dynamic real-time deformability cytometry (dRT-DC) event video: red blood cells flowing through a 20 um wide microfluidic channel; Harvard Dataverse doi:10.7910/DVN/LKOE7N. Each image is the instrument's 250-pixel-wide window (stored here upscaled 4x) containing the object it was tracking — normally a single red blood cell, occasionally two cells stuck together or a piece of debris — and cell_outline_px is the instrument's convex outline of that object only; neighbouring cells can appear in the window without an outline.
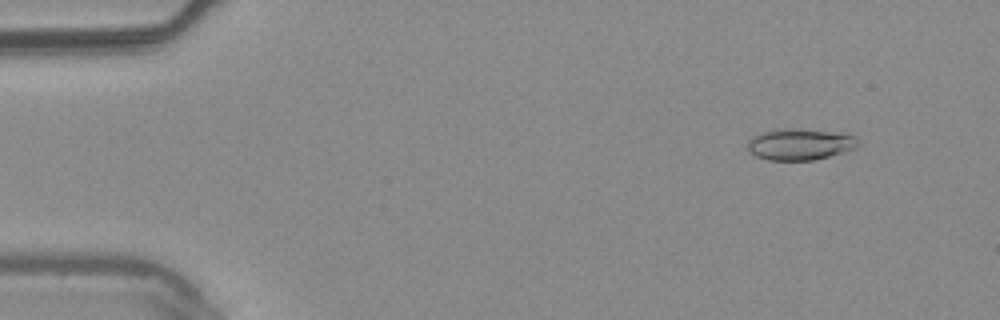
{"species": "common noctule bat (a hibernating species)", "species_latin": "Nyctalus noctula", "temperature_condition": "warm", "stored_images_in_passage": 4, "camera_frame_rate_fps": 3000, "um_per_image_px": 0.085, "animal": {"sex": "male", "body_mass_g": 20.4}, "frame": {"image": 1, "passage_image": 1, "time_ms": 0.0, "image_size_px": [1000, 320], "cell_outline_px": [[860, 144], [856, 148], [828, 156], [812, 160], [768, 160], [756, 156], [748, 148], [748, 140], [752, 136], [764, 132], [784, 128], [792, 128], [848, 132]], "centroid_in_image_um": [68.03, 12.24], "position_along_channel_um": 17.0, "area_um2": 20.23}}
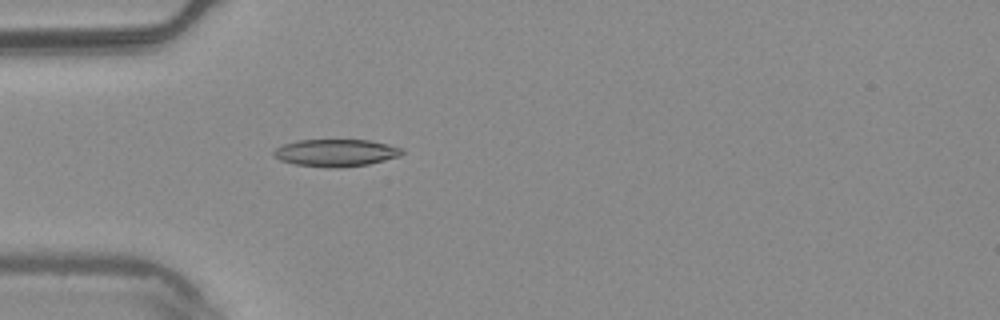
{"frame": {"image": 2, "passage_image": 4, "time_ms": 1.0, "image_size_px": [1000, 320], "cell_outline_px": [[404, 152], [400, 156], [368, 164], [340, 168], [328, 168], [296, 164], [280, 160], [272, 152], [276, 148], [284, 144], [296, 140], [368, 140], [388, 144], [400, 148]], "centroid_in_image_um": [28.54, 12.99], "position_along_channel_um": 56.5, "area_um2": 20.29}}